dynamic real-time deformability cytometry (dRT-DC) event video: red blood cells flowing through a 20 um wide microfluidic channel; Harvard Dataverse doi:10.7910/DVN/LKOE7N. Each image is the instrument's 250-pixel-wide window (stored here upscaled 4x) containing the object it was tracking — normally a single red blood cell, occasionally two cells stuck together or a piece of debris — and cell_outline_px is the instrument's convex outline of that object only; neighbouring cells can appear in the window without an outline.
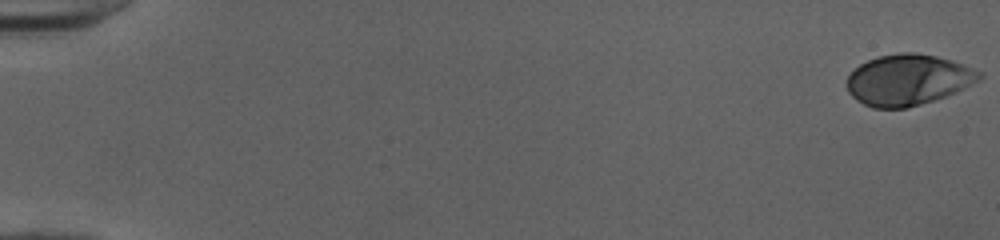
{"species": "human", "species_latin": "Homo sapiens", "temperature_condition": "cold", "stored_images_in_passage": 12, "camera_frame_rate_fps": 3000, "um_per_image_px": 0.085, "donor": {"sex": "female"}, "frame": {"image": 1, "passage_image": 1, "time_ms": 0.0, "image_size_px": [1000, 240], "cell_outline_px": [[984, 76], [980, 80], [956, 92], [908, 108], [872, 108], [856, 100], [848, 92], [848, 76], [860, 64], [868, 60], [880, 56], [900, 52], [916, 52], [936, 56], [952, 60], [972, 68], [980, 72]], "centroid_in_image_um": [77.19, 6.78], "position_along_channel_um": 7.8, "area_um2": 39.07}}